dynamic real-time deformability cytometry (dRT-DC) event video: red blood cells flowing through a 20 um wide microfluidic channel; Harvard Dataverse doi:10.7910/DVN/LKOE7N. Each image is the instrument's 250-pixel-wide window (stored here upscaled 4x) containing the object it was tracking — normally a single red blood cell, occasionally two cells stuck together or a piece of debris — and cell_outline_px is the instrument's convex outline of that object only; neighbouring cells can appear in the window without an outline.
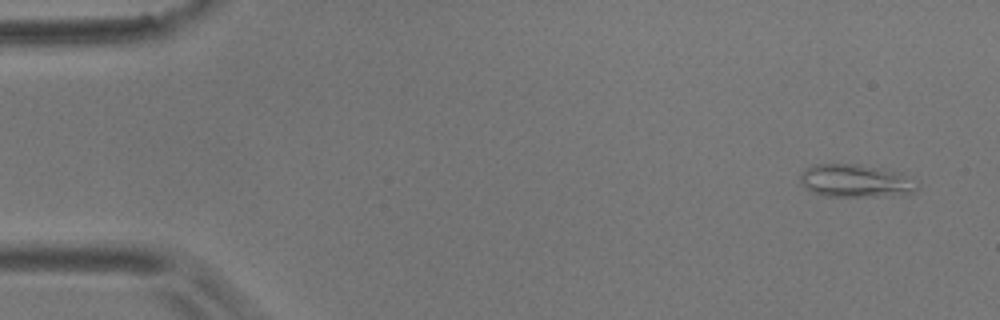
{"species": "common noctule bat (a hibernating species)", "species_latin": "Nyctalus noctula", "temperature_condition": "room temperature", "stored_images_in_passage": 6, "camera_frame_rate_fps": 3000, "um_per_image_px": 0.085, "animal": {"sex": "male", "body_mass_g": 17.9}, "frame": {"image": 1, "passage_image": 1, "time_ms": 0.0, "image_size_px": [1000, 320], "cell_outline_px": [[920, 184], [908, 196], [824, 196], [812, 192], [800, 184], [800, 172], [812, 164], [860, 164], [900, 172]], "centroid_in_image_um": [72.73, 15.38], "position_along_channel_um": 12.3, "area_um2": 22.83}}